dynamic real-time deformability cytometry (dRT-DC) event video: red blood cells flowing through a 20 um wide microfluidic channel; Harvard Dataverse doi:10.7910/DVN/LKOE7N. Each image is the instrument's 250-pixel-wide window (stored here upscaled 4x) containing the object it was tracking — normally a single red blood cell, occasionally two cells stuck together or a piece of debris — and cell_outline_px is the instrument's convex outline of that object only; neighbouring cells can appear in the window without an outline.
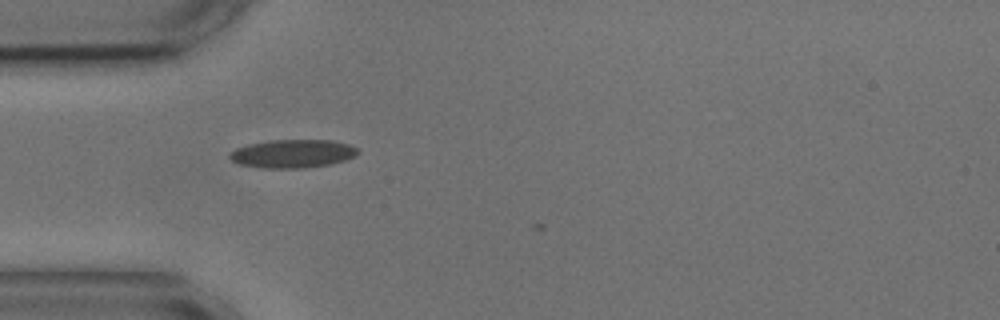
{"species": "common noctule bat (a hibernating species)", "species_latin": "Nyctalus noctula", "temperature_condition": "cold", "stored_images_in_passage": 6, "camera_frame_rate_fps": 3000, "um_per_image_px": 0.085, "animal": {"sex": "male", "body_mass_g": 17.9, "forearm_length_mm": 54.2}, "frame": {"image": 1, "passage_image": 2, "time_ms": 0.333, "image_size_px": [1000, 320], "cell_outline_px": [[360, 152], [356, 156], [344, 160], [328, 164], [304, 168], [260, 168], [240, 164], [232, 160], [228, 156], [236, 148], [248, 144], [272, 140], [332, 140], [348, 144], [360, 148]], "centroid_in_image_um": [24.91, 13.06], "position_along_channel_um": 60.1, "area_um2": 21.15}}